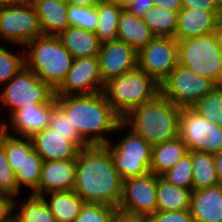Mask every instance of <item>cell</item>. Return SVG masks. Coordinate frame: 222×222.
Listing matches in <instances>:
<instances>
[{"label": "cell", "mask_w": 222, "mask_h": 222, "mask_svg": "<svg viewBox=\"0 0 222 222\" xmlns=\"http://www.w3.org/2000/svg\"><path fill=\"white\" fill-rule=\"evenodd\" d=\"M74 191L85 203L110 205L118 209L122 179L104 146H88L80 150Z\"/></svg>", "instance_id": "cell-1"}, {"label": "cell", "mask_w": 222, "mask_h": 222, "mask_svg": "<svg viewBox=\"0 0 222 222\" xmlns=\"http://www.w3.org/2000/svg\"><path fill=\"white\" fill-rule=\"evenodd\" d=\"M55 102L63 109L88 146H103L108 138L103 133L121 130L127 126L111 108L103 92L78 96H55Z\"/></svg>", "instance_id": "cell-2"}, {"label": "cell", "mask_w": 222, "mask_h": 222, "mask_svg": "<svg viewBox=\"0 0 222 222\" xmlns=\"http://www.w3.org/2000/svg\"><path fill=\"white\" fill-rule=\"evenodd\" d=\"M180 111L160 93L150 102L133 108L122 122L153 146L179 136Z\"/></svg>", "instance_id": "cell-3"}, {"label": "cell", "mask_w": 222, "mask_h": 222, "mask_svg": "<svg viewBox=\"0 0 222 222\" xmlns=\"http://www.w3.org/2000/svg\"><path fill=\"white\" fill-rule=\"evenodd\" d=\"M24 54L25 68L35 73L41 81L55 91L65 81L74 58L62 44L58 36L42 35L30 41Z\"/></svg>", "instance_id": "cell-4"}, {"label": "cell", "mask_w": 222, "mask_h": 222, "mask_svg": "<svg viewBox=\"0 0 222 222\" xmlns=\"http://www.w3.org/2000/svg\"><path fill=\"white\" fill-rule=\"evenodd\" d=\"M103 93L111 108L123 119L133 108L160 94V84L137 67L108 80Z\"/></svg>", "instance_id": "cell-5"}, {"label": "cell", "mask_w": 222, "mask_h": 222, "mask_svg": "<svg viewBox=\"0 0 222 222\" xmlns=\"http://www.w3.org/2000/svg\"><path fill=\"white\" fill-rule=\"evenodd\" d=\"M178 64L216 85L222 83V44L218 32L177 40Z\"/></svg>", "instance_id": "cell-6"}, {"label": "cell", "mask_w": 222, "mask_h": 222, "mask_svg": "<svg viewBox=\"0 0 222 222\" xmlns=\"http://www.w3.org/2000/svg\"><path fill=\"white\" fill-rule=\"evenodd\" d=\"M0 94L1 103L11 107L12 116L18 110L50 103L55 98L56 91L24 67L6 83Z\"/></svg>", "instance_id": "cell-7"}, {"label": "cell", "mask_w": 222, "mask_h": 222, "mask_svg": "<svg viewBox=\"0 0 222 222\" xmlns=\"http://www.w3.org/2000/svg\"><path fill=\"white\" fill-rule=\"evenodd\" d=\"M103 145L110 153L116 171L122 180L142 177L150 173L152 145L129 131L118 143Z\"/></svg>", "instance_id": "cell-8"}, {"label": "cell", "mask_w": 222, "mask_h": 222, "mask_svg": "<svg viewBox=\"0 0 222 222\" xmlns=\"http://www.w3.org/2000/svg\"><path fill=\"white\" fill-rule=\"evenodd\" d=\"M215 86L210 79L178 64L160 84V93L180 108H191Z\"/></svg>", "instance_id": "cell-9"}, {"label": "cell", "mask_w": 222, "mask_h": 222, "mask_svg": "<svg viewBox=\"0 0 222 222\" xmlns=\"http://www.w3.org/2000/svg\"><path fill=\"white\" fill-rule=\"evenodd\" d=\"M179 137L192 152L217 154L222 151V127L199 116L192 108H181Z\"/></svg>", "instance_id": "cell-10"}, {"label": "cell", "mask_w": 222, "mask_h": 222, "mask_svg": "<svg viewBox=\"0 0 222 222\" xmlns=\"http://www.w3.org/2000/svg\"><path fill=\"white\" fill-rule=\"evenodd\" d=\"M35 7L30 1L0 8V36L25 46L42 36Z\"/></svg>", "instance_id": "cell-11"}, {"label": "cell", "mask_w": 222, "mask_h": 222, "mask_svg": "<svg viewBox=\"0 0 222 222\" xmlns=\"http://www.w3.org/2000/svg\"><path fill=\"white\" fill-rule=\"evenodd\" d=\"M178 65V43L174 37L156 36L137 52V67L161 84Z\"/></svg>", "instance_id": "cell-12"}, {"label": "cell", "mask_w": 222, "mask_h": 222, "mask_svg": "<svg viewBox=\"0 0 222 222\" xmlns=\"http://www.w3.org/2000/svg\"><path fill=\"white\" fill-rule=\"evenodd\" d=\"M118 210L146 217L157 212V176L149 173L122 180Z\"/></svg>", "instance_id": "cell-13"}, {"label": "cell", "mask_w": 222, "mask_h": 222, "mask_svg": "<svg viewBox=\"0 0 222 222\" xmlns=\"http://www.w3.org/2000/svg\"><path fill=\"white\" fill-rule=\"evenodd\" d=\"M98 56L75 58L56 96L90 95L103 92Z\"/></svg>", "instance_id": "cell-14"}, {"label": "cell", "mask_w": 222, "mask_h": 222, "mask_svg": "<svg viewBox=\"0 0 222 222\" xmlns=\"http://www.w3.org/2000/svg\"><path fill=\"white\" fill-rule=\"evenodd\" d=\"M98 59L104 83L137 68V51L118 39L101 44Z\"/></svg>", "instance_id": "cell-15"}, {"label": "cell", "mask_w": 222, "mask_h": 222, "mask_svg": "<svg viewBox=\"0 0 222 222\" xmlns=\"http://www.w3.org/2000/svg\"><path fill=\"white\" fill-rule=\"evenodd\" d=\"M77 159L43 161L38 196L44 193L74 190Z\"/></svg>", "instance_id": "cell-16"}, {"label": "cell", "mask_w": 222, "mask_h": 222, "mask_svg": "<svg viewBox=\"0 0 222 222\" xmlns=\"http://www.w3.org/2000/svg\"><path fill=\"white\" fill-rule=\"evenodd\" d=\"M65 136L46 127L42 131L34 133L30 139L33 149L43 161L77 159L80 149Z\"/></svg>", "instance_id": "cell-17"}, {"label": "cell", "mask_w": 222, "mask_h": 222, "mask_svg": "<svg viewBox=\"0 0 222 222\" xmlns=\"http://www.w3.org/2000/svg\"><path fill=\"white\" fill-rule=\"evenodd\" d=\"M219 12L182 8L178 13L174 38L183 40L219 31Z\"/></svg>", "instance_id": "cell-18"}, {"label": "cell", "mask_w": 222, "mask_h": 222, "mask_svg": "<svg viewBox=\"0 0 222 222\" xmlns=\"http://www.w3.org/2000/svg\"><path fill=\"white\" fill-rule=\"evenodd\" d=\"M189 210L194 222H222V185L193 190Z\"/></svg>", "instance_id": "cell-19"}, {"label": "cell", "mask_w": 222, "mask_h": 222, "mask_svg": "<svg viewBox=\"0 0 222 222\" xmlns=\"http://www.w3.org/2000/svg\"><path fill=\"white\" fill-rule=\"evenodd\" d=\"M35 7L40 29L43 35L58 36L70 27L64 0H31Z\"/></svg>", "instance_id": "cell-20"}, {"label": "cell", "mask_w": 222, "mask_h": 222, "mask_svg": "<svg viewBox=\"0 0 222 222\" xmlns=\"http://www.w3.org/2000/svg\"><path fill=\"white\" fill-rule=\"evenodd\" d=\"M55 98L48 104L24 108L16 111L11 117V127L22 137H31L34 133L48 127L51 106Z\"/></svg>", "instance_id": "cell-21"}, {"label": "cell", "mask_w": 222, "mask_h": 222, "mask_svg": "<svg viewBox=\"0 0 222 222\" xmlns=\"http://www.w3.org/2000/svg\"><path fill=\"white\" fill-rule=\"evenodd\" d=\"M156 36L142 17H137L123 9L117 27V39L130 45L137 52Z\"/></svg>", "instance_id": "cell-22"}, {"label": "cell", "mask_w": 222, "mask_h": 222, "mask_svg": "<svg viewBox=\"0 0 222 222\" xmlns=\"http://www.w3.org/2000/svg\"><path fill=\"white\" fill-rule=\"evenodd\" d=\"M58 37L74 59L98 56L100 52L101 43L95 32L70 26Z\"/></svg>", "instance_id": "cell-23"}, {"label": "cell", "mask_w": 222, "mask_h": 222, "mask_svg": "<svg viewBox=\"0 0 222 222\" xmlns=\"http://www.w3.org/2000/svg\"><path fill=\"white\" fill-rule=\"evenodd\" d=\"M188 153L187 145L179 136L173 140L153 145L150 173L162 176Z\"/></svg>", "instance_id": "cell-24"}, {"label": "cell", "mask_w": 222, "mask_h": 222, "mask_svg": "<svg viewBox=\"0 0 222 222\" xmlns=\"http://www.w3.org/2000/svg\"><path fill=\"white\" fill-rule=\"evenodd\" d=\"M47 194L51 196L49 202L44 195L41 197L45 200L57 222H74L85 203L74 190Z\"/></svg>", "instance_id": "cell-25"}, {"label": "cell", "mask_w": 222, "mask_h": 222, "mask_svg": "<svg viewBox=\"0 0 222 222\" xmlns=\"http://www.w3.org/2000/svg\"><path fill=\"white\" fill-rule=\"evenodd\" d=\"M192 191L175 186L162 176H157V211L189 210Z\"/></svg>", "instance_id": "cell-26"}, {"label": "cell", "mask_w": 222, "mask_h": 222, "mask_svg": "<svg viewBox=\"0 0 222 222\" xmlns=\"http://www.w3.org/2000/svg\"><path fill=\"white\" fill-rule=\"evenodd\" d=\"M193 190L220 185L214 154L192 152Z\"/></svg>", "instance_id": "cell-27"}, {"label": "cell", "mask_w": 222, "mask_h": 222, "mask_svg": "<svg viewBox=\"0 0 222 222\" xmlns=\"http://www.w3.org/2000/svg\"><path fill=\"white\" fill-rule=\"evenodd\" d=\"M7 128V123H0V145L5 149L10 167L16 172L21 166L24 156H27L33 150V144L30 137L20 139L9 134Z\"/></svg>", "instance_id": "cell-28"}, {"label": "cell", "mask_w": 222, "mask_h": 222, "mask_svg": "<svg viewBox=\"0 0 222 222\" xmlns=\"http://www.w3.org/2000/svg\"><path fill=\"white\" fill-rule=\"evenodd\" d=\"M122 10L117 4L100 2L97 5L98 21L95 34L101 44L117 39V27Z\"/></svg>", "instance_id": "cell-29"}, {"label": "cell", "mask_w": 222, "mask_h": 222, "mask_svg": "<svg viewBox=\"0 0 222 222\" xmlns=\"http://www.w3.org/2000/svg\"><path fill=\"white\" fill-rule=\"evenodd\" d=\"M179 12L153 6L142 17L155 36L174 37Z\"/></svg>", "instance_id": "cell-30"}, {"label": "cell", "mask_w": 222, "mask_h": 222, "mask_svg": "<svg viewBox=\"0 0 222 222\" xmlns=\"http://www.w3.org/2000/svg\"><path fill=\"white\" fill-rule=\"evenodd\" d=\"M42 164L43 159L34 149L27 156H24L21 166L15 172L17 185L20 190L21 185H25L32 189L33 192L30 194L38 196Z\"/></svg>", "instance_id": "cell-31"}, {"label": "cell", "mask_w": 222, "mask_h": 222, "mask_svg": "<svg viewBox=\"0 0 222 222\" xmlns=\"http://www.w3.org/2000/svg\"><path fill=\"white\" fill-rule=\"evenodd\" d=\"M27 199L14 215V222H57L41 196L30 194Z\"/></svg>", "instance_id": "cell-32"}, {"label": "cell", "mask_w": 222, "mask_h": 222, "mask_svg": "<svg viewBox=\"0 0 222 222\" xmlns=\"http://www.w3.org/2000/svg\"><path fill=\"white\" fill-rule=\"evenodd\" d=\"M199 116L222 127V86L215 88L191 107Z\"/></svg>", "instance_id": "cell-33"}, {"label": "cell", "mask_w": 222, "mask_h": 222, "mask_svg": "<svg viewBox=\"0 0 222 222\" xmlns=\"http://www.w3.org/2000/svg\"><path fill=\"white\" fill-rule=\"evenodd\" d=\"M48 127L55 130L56 133L66 135V139L72 141L80 150L88 147L70 122L69 117L56 102L51 106Z\"/></svg>", "instance_id": "cell-34"}, {"label": "cell", "mask_w": 222, "mask_h": 222, "mask_svg": "<svg viewBox=\"0 0 222 222\" xmlns=\"http://www.w3.org/2000/svg\"><path fill=\"white\" fill-rule=\"evenodd\" d=\"M162 177L175 186L193 190L192 151H189Z\"/></svg>", "instance_id": "cell-35"}, {"label": "cell", "mask_w": 222, "mask_h": 222, "mask_svg": "<svg viewBox=\"0 0 222 222\" xmlns=\"http://www.w3.org/2000/svg\"><path fill=\"white\" fill-rule=\"evenodd\" d=\"M67 17L70 26L95 32L98 21L97 6L84 7L68 5Z\"/></svg>", "instance_id": "cell-36"}, {"label": "cell", "mask_w": 222, "mask_h": 222, "mask_svg": "<svg viewBox=\"0 0 222 222\" xmlns=\"http://www.w3.org/2000/svg\"><path fill=\"white\" fill-rule=\"evenodd\" d=\"M117 208L95 203H84L74 222H112Z\"/></svg>", "instance_id": "cell-37"}, {"label": "cell", "mask_w": 222, "mask_h": 222, "mask_svg": "<svg viewBox=\"0 0 222 222\" xmlns=\"http://www.w3.org/2000/svg\"><path fill=\"white\" fill-rule=\"evenodd\" d=\"M24 56L13 54L0 46V84L8 83L25 67Z\"/></svg>", "instance_id": "cell-38"}, {"label": "cell", "mask_w": 222, "mask_h": 222, "mask_svg": "<svg viewBox=\"0 0 222 222\" xmlns=\"http://www.w3.org/2000/svg\"><path fill=\"white\" fill-rule=\"evenodd\" d=\"M15 172L10 167L5 149L0 145V193L14 195L19 194Z\"/></svg>", "instance_id": "cell-39"}, {"label": "cell", "mask_w": 222, "mask_h": 222, "mask_svg": "<svg viewBox=\"0 0 222 222\" xmlns=\"http://www.w3.org/2000/svg\"><path fill=\"white\" fill-rule=\"evenodd\" d=\"M148 222H194L190 210L157 211L147 217Z\"/></svg>", "instance_id": "cell-40"}, {"label": "cell", "mask_w": 222, "mask_h": 222, "mask_svg": "<svg viewBox=\"0 0 222 222\" xmlns=\"http://www.w3.org/2000/svg\"><path fill=\"white\" fill-rule=\"evenodd\" d=\"M14 199L9 194L0 193V222H14Z\"/></svg>", "instance_id": "cell-41"}, {"label": "cell", "mask_w": 222, "mask_h": 222, "mask_svg": "<svg viewBox=\"0 0 222 222\" xmlns=\"http://www.w3.org/2000/svg\"><path fill=\"white\" fill-rule=\"evenodd\" d=\"M182 8L219 12L218 0H182Z\"/></svg>", "instance_id": "cell-42"}, {"label": "cell", "mask_w": 222, "mask_h": 222, "mask_svg": "<svg viewBox=\"0 0 222 222\" xmlns=\"http://www.w3.org/2000/svg\"><path fill=\"white\" fill-rule=\"evenodd\" d=\"M153 6V0H135L126 10L137 17H143Z\"/></svg>", "instance_id": "cell-43"}, {"label": "cell", "mask_w": 222, "mask_h": 222, "mask_svg": "<svg viewBox=\"0 0 222 222\" xmlns=\"http://www.w3.org/2000/svg\"><path fill=\"white\" fill-rule=\"evenodd\" d=\"M112 222H148L146 216L133 215L116 210Z\"/></svg>", "instance_id": "cell-44"}, {"label": "cell", "mask_w": 222, "mask_h": 222, "mask_svg": "<svg viewBox=\"0 0 222 222\" xmlns=\"http://www.w3.org/2000/svg\"><path fill=\"white\" fill-rule=\"evenodd\" d=\"M154 6L166 8L173 12H180L182 9V0H153Z\"/></svg>", "instance_id": "cell-45"}, {"label": "cell", "mask_w": 222, "mask_h": 222, "mask_svg": "<svg viewBox=\"0 0 222 222\" xmlns=\"http://www.w3.org/2000/svg\"><path fill=\"white\" fill-rule=\"evenodd\" d=\"M68 5H77L84 7H95L101 0H64Z\"/></svg>", "instance_id": "cell-46"}, {"label": "cell", "mask_w": 222, "mask_h": 222, "mask_svg": "<svg viewBox=\"0 0 222 222\" xmlns=\"http://www.w3.org/2000/svg\"><path fill=\"white\" fill-rule=\"evenodd\" d=\"M216 171L218 174V180L220 185H222V151L220 153L214 154Z\"/></svg>", "instance_id": "cell-47"}, {"label": "cell", "mask_w": 222, "mask_h": 222, "mask_svg": "<svg viewBox=\"0 0 222 222\" xmlns=\"http://www.w3.org/2000/svg\"><path fill=\"white\" fill-rule=\"evenodd\" d=\"M22 0H0V8L18 4Z\"/></svg>", "instance_id": "cell-48"}, {"label": "cell", "mask_w": 222, "mask_h": 222, "mask_svg": "<svg viewBox=\"0 0 222 222\" xmlns=\"http://www.w3.org/2000/svg\"><path fill=\"white\" fill-rule=\"evenodd\" d=\"M135 0H121V8L126 9L129 5H131Z\"/></svg>", "instance_id": "cell-49"}, {"label": "cell", "mask_w": 222, "mask_h": 222, "mask_svg": "<svg viewBox=\"0 0 222 222\" xmlns=\"http://www.w3.org/2000/svg\"><path fill=\"white\" fill-rule=\"evenodd\" d=\"M101 2L107 4H117L121 7V0H101Z\"/></svg>", "instance_id": "cell-50"}, {"label": "cell", "mask_w": 222, "mask_h": 222, "mask_svg": "<svg viewBox=\"0 0 222 222\" xmlns=\"http://www.w3.org/2000/svg\"><path fill=\"white\" fill-rule=\"evenodd\" d=\"M219 3V19L222 22V0H218Z\"/></svg>", "instance_id": "cell-51"}, {"label": "cell", "mask_w": 222, "mask_h": 222, "mask_svg": "<svg viewBox=\"0 0 222 222\" xmlns=\"http://www.w3.org/2000/svg\"><path fill=\"white\" fill-rule=\"evenodd\" d=\"M218 33H219L221 44H222V22L220 23V27H219Z\"/></svg>", "instance_id": "cell-52"}]
</instances>
